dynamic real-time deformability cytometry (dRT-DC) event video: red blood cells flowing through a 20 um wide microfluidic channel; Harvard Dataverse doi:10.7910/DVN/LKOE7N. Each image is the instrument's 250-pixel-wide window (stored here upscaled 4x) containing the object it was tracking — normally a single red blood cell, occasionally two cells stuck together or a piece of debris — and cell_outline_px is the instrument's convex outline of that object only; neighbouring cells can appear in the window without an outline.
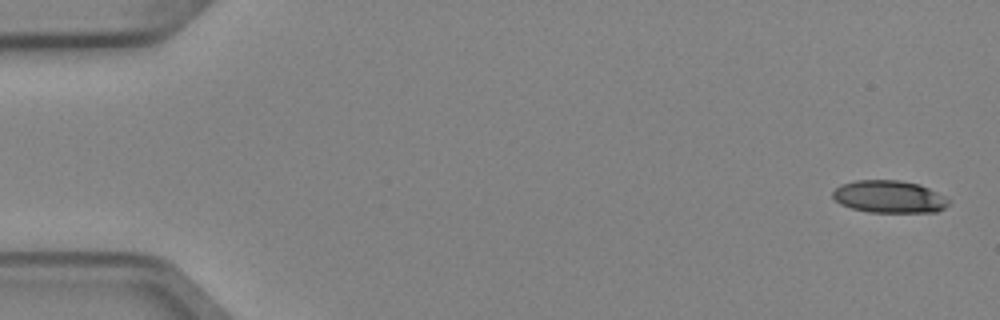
{"species": "Egyptian fruit bat (a non-hibernating species)", "species_latin": "Rousettus aegyptiacus", "temperature_condition": "cold", "stored_images_in_passage": 5, "camera_frame_rate_fps": 3000, "um_per_image_px": 0.085, "animal": {"sex": "female"}, "frame": {"image": 1, "passage_image": 1, "time_ms": 0.0, "image_size_px": [1000, 320], "cell_outline_px": [[948, 204], [944, 208], [936, 212], [868, 212], [852, 208], [840, 204], [832, 196], [832, 192], [840, 184], [856, 180], [900, 180], [920, 184], [944, 196], [948, 200]], "centroid_in_image_um": [75.55, 16.71], "position_along_channel_um": 9.4, "area_um2": 21.85}}
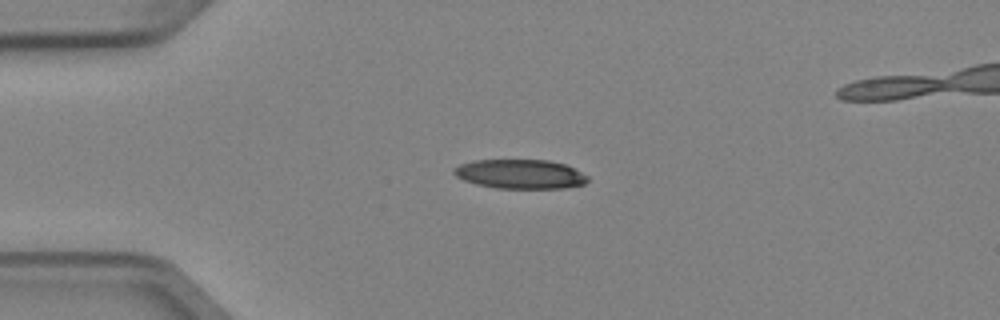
{"frame": {"image": 2, "passage_image": 4, "time_ms": 1.0, "image_size_px": [1000, 320], "cell_outline_px": [[588, 180], [584, 184], [564, 188], [496, 188], [476, 184], [464, 180], [456, 176], [452, 172], [452, 168], [460, 164], [472, 160], [548, 160], [564, 164], [588, 176]], "centroid_in_image_um": [44.17, 14.79], "position_along_channel_um": 40.8, "area_um2": 22.77}}